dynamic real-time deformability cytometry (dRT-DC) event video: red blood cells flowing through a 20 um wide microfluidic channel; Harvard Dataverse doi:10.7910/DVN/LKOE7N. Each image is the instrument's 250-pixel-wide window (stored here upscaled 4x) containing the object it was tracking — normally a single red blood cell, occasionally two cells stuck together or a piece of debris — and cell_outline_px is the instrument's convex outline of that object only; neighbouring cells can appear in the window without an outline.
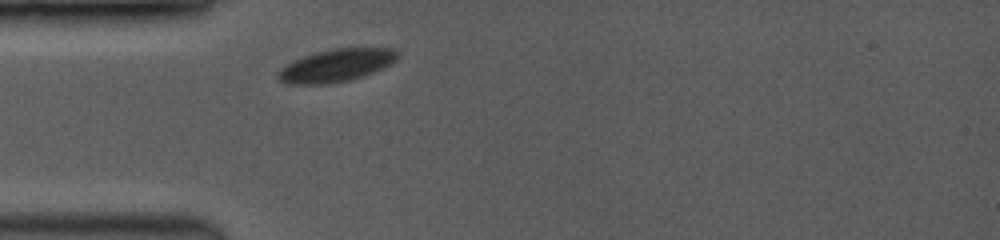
{"species": "common noctule bat (a hibernating species)", "species_latin": "Nyctalus noctula", "temperature_condition": "room temperature", "stored_images_in_passage": 35, "camera_frame_rate_fps": 3500, "um_per_image_px": 0.085, "animal": {"sex": "female", "body_mass_g": 19.0, "forearm_length_mm": 53.3}, "frame": {"image": 1, "passage_image": 1, "time_ms": 0.0, "image_size_px": [1000, 240], "cell_outline_px": [[396, 60], [372, 72], [348, 80], [324, 84], [288, 84], [280, 80], [276, 76], [280, 68], [292, 60], [328, 48], [396, 48]], "centroid_in_image_um": [28.5, 5.55], "position_along_channel_um": 56.5, "area_um2": 22.43}}
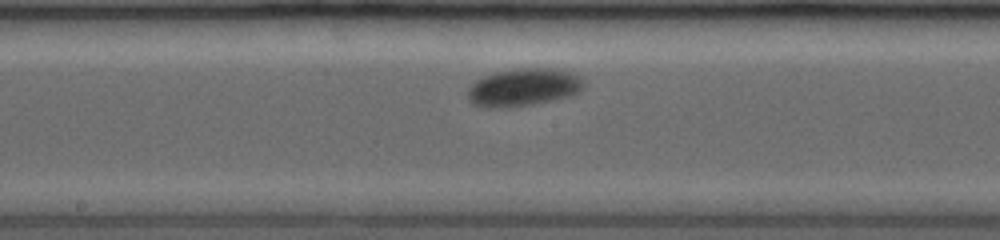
{"frame": {"image": 2, "passage_image": 15, "time_ms": 4.0, "image_size_px": [1000, 240], "cell_outline_px": [[584, 84], [580, 92], [568, 96], [552, 100], [532, 104], [500, 108], [484, 108], [472, 104], [468, 100], [468, 88], [476, 80], [484, 76], [496, 72], [516, 68], [552, 68], [572, 72], [580, 76], [584, 80]], "centroid_in_image_um": [44.49, 7.42], "position_along_channel_um": 203.7, "area_um2": 25.66}}
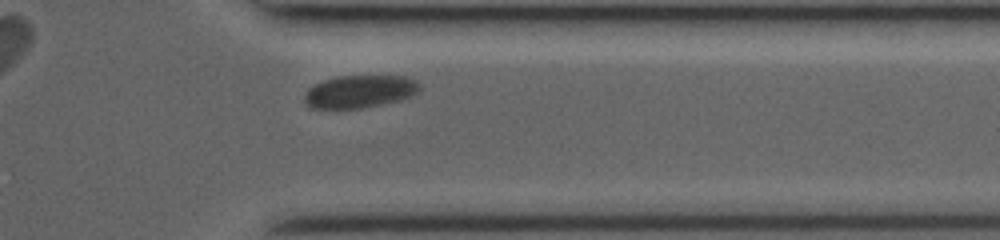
{"frame": {"image": 3, "passage_image": 31, "time_ms": 8.571, "image_size_px": [1000, 240], "cell_outline_px": [[420, 88], [412, 96], [400, 100], [360, 108], [312, 108], [304, 100], [304, 96], [308, 88], [324, 80], [340, 76], [404, 76], [416, 80], [420, 84]], "centroid_in_image_um": [30.59, 7.77], "position_along_channel_um": 380.8, "area_um2": 21.68}}